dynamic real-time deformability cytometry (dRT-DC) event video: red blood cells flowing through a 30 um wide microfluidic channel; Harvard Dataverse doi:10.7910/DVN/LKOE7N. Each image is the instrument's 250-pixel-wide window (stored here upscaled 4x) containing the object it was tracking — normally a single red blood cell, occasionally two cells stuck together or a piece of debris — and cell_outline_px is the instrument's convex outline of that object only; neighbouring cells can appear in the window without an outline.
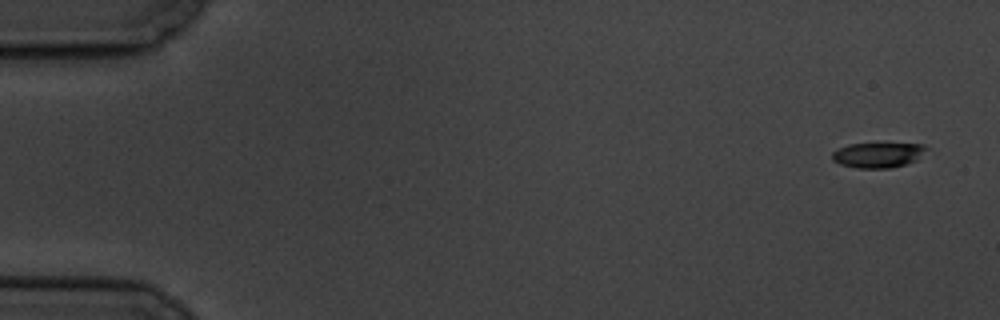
{"species": "common noctule bat (a hibernating species)", "species_latin": "Nyctalus noctula", "temperature_condition": "cold", "stored_images_in_passage": 9, "camera_frame_rate_fps": 3000, "um_per_image_px": 0.085, "animal": {"sex": "male", "body_mass_g": 19.5, "forearm_length_mm": 54.6}, "frame": {"image": 1, "passage_image": 1, "time_ms": 0.0, "image_size_px": [1000, 320], "cell_outline_px": [[928, 148], [916, 160], [908, 164], [888, 168], [856, 168], [840, 164], [832, 160], [832, 152], [848, 144], [924, 144]], "centroid_in_image_um": [74.62, 13.18], "position_along_channel_um": 10.4, "area_um2": 13.7}}
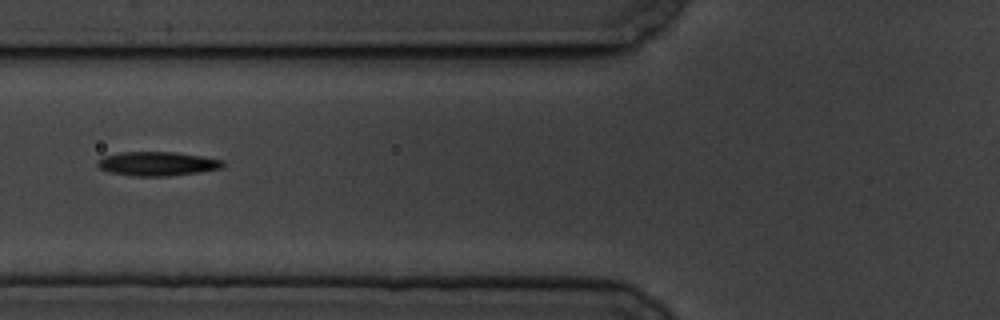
{"frame": {"image": 2, "passage_image": 7, "time_ms": 7.0, "image_size_px": [1000, 320], "cell_outline_px": [[224, 164], [220, 168], [200, 172], [168, 176], [136, 176], [108, 172], [100, 168], [96, 164], [96, 160], [104, 156], [120, 152], [176, 152], [224, 160]], "centroid_in_image_um": [13.33, 13.91], "position_along_channel_um": 112.5, "area_um2": 17.57}}
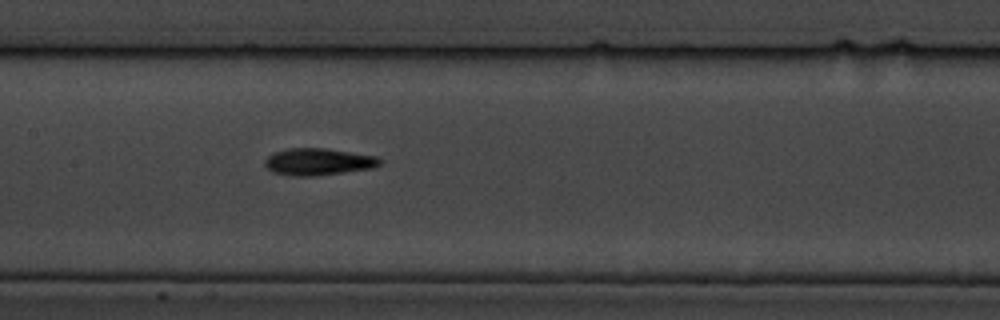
{"frame": {"image": 3, "passage_image": 9, "time_ms": 9.0, "image_size_px": [1000, 320], "cell_outline_px": [[384, 160], [380, 164], [372, 168], [316, 176], [292, 176], [272, 172], [264, 164], [264, 160], [272, 152], [288, 148], [324, 148], [376, 156]], "centroid_in_image_um": [27.03, 13.75], "position_along_channel_um": 180.4, "area_um2": 18.15}}